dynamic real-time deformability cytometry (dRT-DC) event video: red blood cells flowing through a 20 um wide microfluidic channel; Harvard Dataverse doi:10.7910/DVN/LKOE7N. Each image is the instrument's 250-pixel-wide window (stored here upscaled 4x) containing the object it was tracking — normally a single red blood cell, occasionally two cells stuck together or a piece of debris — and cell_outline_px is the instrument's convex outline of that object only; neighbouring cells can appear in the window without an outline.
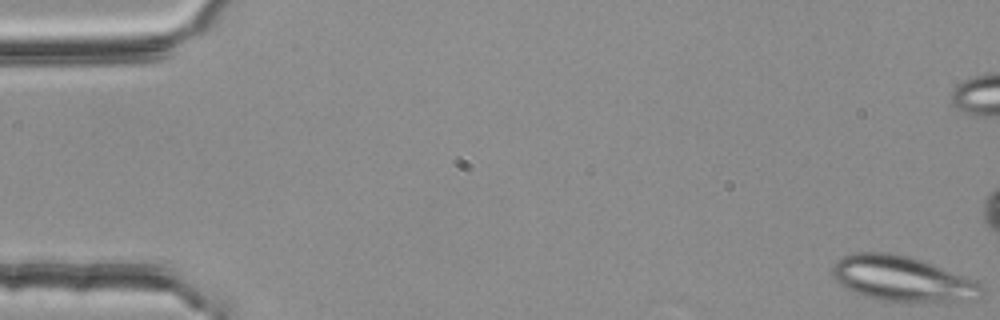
{"species": "common noctule bat (a hibernating species)", "species_latin": "Nyctalus noctula", "temperature_condition": "room temperature", "stored_images_in_passage": 49, "segment_of_instrument_passage": [1, 2], "camera_frame_rate_fps": 3000, "um_per_image_px": 0.085, "animal": {"sex": "female", "body_mass_g": 25.1}, "frame": {"image": 1, "passage_image": 1, "time_ms": 0.0, "image_size_px": [1000, 320], "cell_outline_px": [[984, 292], [976, 300], [944, 304], [880, 300], [864, 296], [840, 284], [832, 276], [832, 264], [840, 256], [856, 252], [892, 252], [908, 256], [920, 260], [976, 280], [984, 284]], "centroid_in_image_um": [76.77, 23.72], "position_along_channel_um": 8.2, "area_um2": 40.29}}